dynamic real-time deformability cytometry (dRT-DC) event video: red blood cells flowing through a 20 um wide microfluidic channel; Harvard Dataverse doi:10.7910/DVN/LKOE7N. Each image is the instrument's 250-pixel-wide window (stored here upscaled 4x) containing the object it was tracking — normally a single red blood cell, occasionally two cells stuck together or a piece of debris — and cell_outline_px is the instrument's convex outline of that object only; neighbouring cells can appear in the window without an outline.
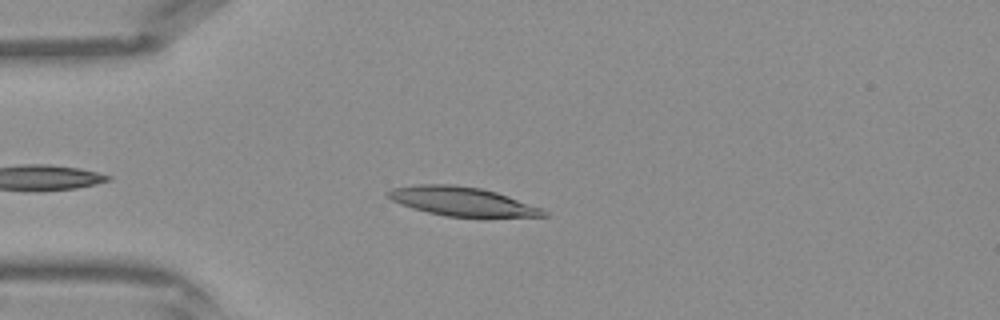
{"species": "Egyptian fruit bat (a non-hibernating species)", "species_latin": "Rousettus aegyptiacus", "temperature_condition": "warm", "stored_images_in_passage": 29, "camera_frame_rate_fps": 3000, "um_per_image_px": 0.085, "frame": {"image": 1, "passage_image": 5, "time_ms": 1.333, "image_size_px": [1000, 320], "cell_outline_px": [[548, 216], [444, 216], [412, 208], [400, 204], [392, 200], [384, 192], [392, 188], [416, 184], [456, 184], [480, 188], [496, 192], [508, 196], [540, 208], [548, 212]], "centroid_in_image_um": [39.2, 17.1], "position_along_channel_um": 45.8, "area_um2": 25.89}}
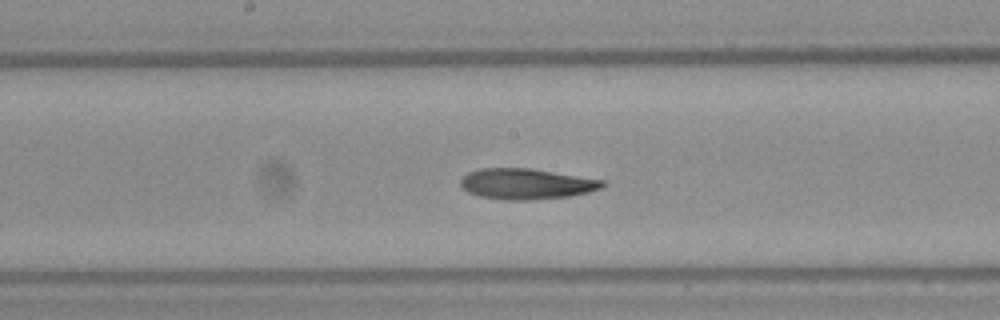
{"frame": {"image": 2, "passage_image": 16, "time_ms": 5.0, "image_size_px": [1000, 320], "cell_outline_px": [[608, 184], [600, 188], [588, 192], [568, 196], [532, 200], [508, 200], [480, 196], [468, 192], [460, 184], [460, 180], [468, 172], [480, 168], [532, 168], [604, 180]], "centroid_in_image_um": [44.75, 15.62], "position_along_channel_um": 203.4, "area_um2": 25.37}}
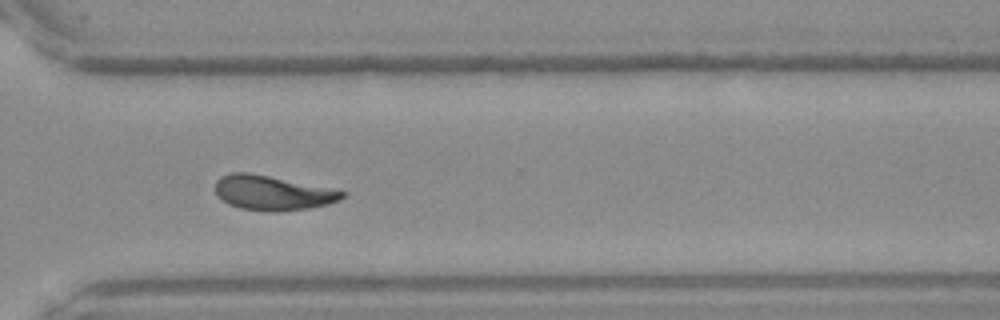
{"frame": {"image": 3, "passage_image": 25, "time_ms": 8.0, "image_size_px": [1000, 320], "cell_outline_px": [[348, 192], [340, 200], [328, 204], [308, 208], [272, 212], [240, 208], [228, 204], [216, 196], [216, 180], [220, 176], [232, 172], [248, 172]], "centroid_in_image_um": [23.12, 16.4], "position_along_channel_um": 347.5, "area_um2": 25.37}}